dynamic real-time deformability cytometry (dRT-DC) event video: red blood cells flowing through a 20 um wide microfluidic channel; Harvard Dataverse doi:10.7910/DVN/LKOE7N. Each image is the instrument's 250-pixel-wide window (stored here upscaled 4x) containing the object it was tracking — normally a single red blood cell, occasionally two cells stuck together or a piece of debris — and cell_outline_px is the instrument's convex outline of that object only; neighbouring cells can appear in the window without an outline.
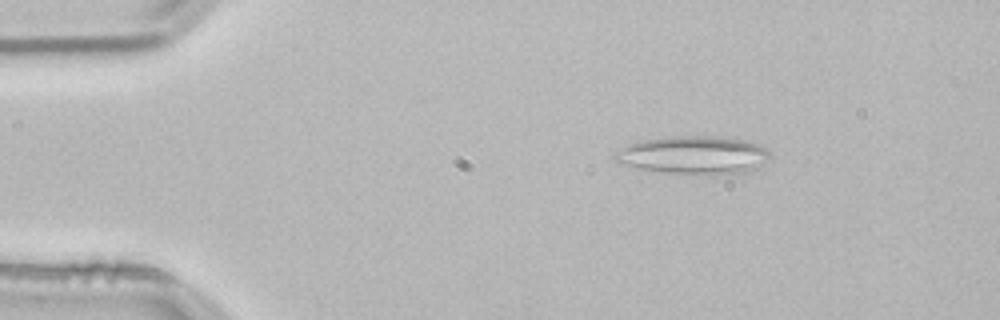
{"species": "common noctule bat (a hibernating species)", "species_latin": "Nyctalus noctula", "temperature_condition": "room temperature", "stored_images_in_passage": 48, "camera_frame_rate_fps": 3000, "um_per_image_px": 0.085, "animal": {"sex": "male", "body_mass_g": 21.5, "forearm_length_mm": 52.0}, "frame": {"image": 1, "passage_image": 2, "time_ms": 0.333, "image_size_px": [1000, 320], "cell_outline_px": [[768, 156], [764, 160], [748, 172], [660, 172], [620, 164], [612, 156], [616, 152], [628, 144], [640, 140], [672, 136], [728, 136], [748, 140], [764, 148], [768, 152]], "centroid_in_image_um": [58.88, 13.13], "position_along_channel_um": 26.1, "area_um2": 33.47}}
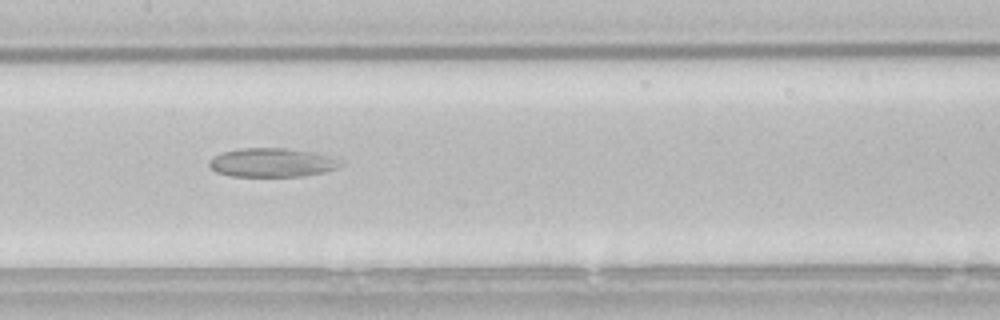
{"frame": {"image": 2, "passage_image": 20, "time_ms": 6.333, "image_size_px": [1000, 320], "cell_outline_px": [[344, 164], [340, 168], [324, 172], [304, 176], [232, 176], [216, 172], [208, 164], [208, 160], [212, 156], [220, 152], [240, 148], [284, 148], [312, 152], [328, 156], [340, 160]], "centroid_in_image_um": [23.1, 13.82], "position_along_channel_um": 184.3, "area_um2": 22.25}}
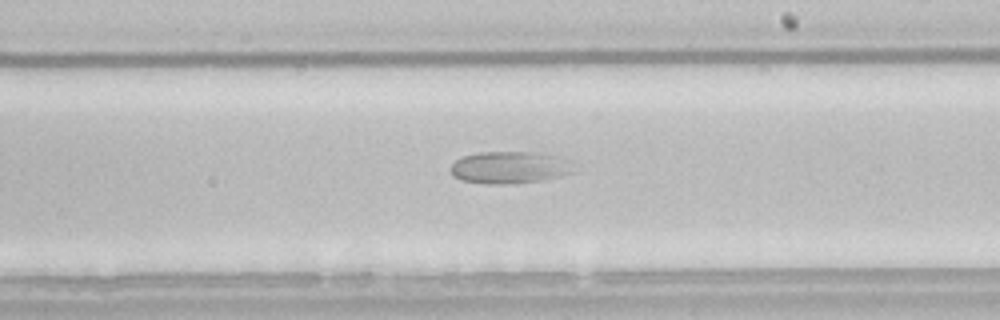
{"frame": {"image": 3, "passage_image": 25, "time_ms": 8.0, "image_size_px": [1000, 320], "cell_outline_px": [[572, 172], [560, 176], [540, 180], [508, 184], [488, 184], [460, 180], [452, 176], [448, 168], [456, 160], [464, 156], [480, 152], [540, 152], [560, 156], [568, 160]], "centroid_in_image_um": [43.26, 14.23], "position_along_channel_um": 245.7, "area_um2": 23.06}}